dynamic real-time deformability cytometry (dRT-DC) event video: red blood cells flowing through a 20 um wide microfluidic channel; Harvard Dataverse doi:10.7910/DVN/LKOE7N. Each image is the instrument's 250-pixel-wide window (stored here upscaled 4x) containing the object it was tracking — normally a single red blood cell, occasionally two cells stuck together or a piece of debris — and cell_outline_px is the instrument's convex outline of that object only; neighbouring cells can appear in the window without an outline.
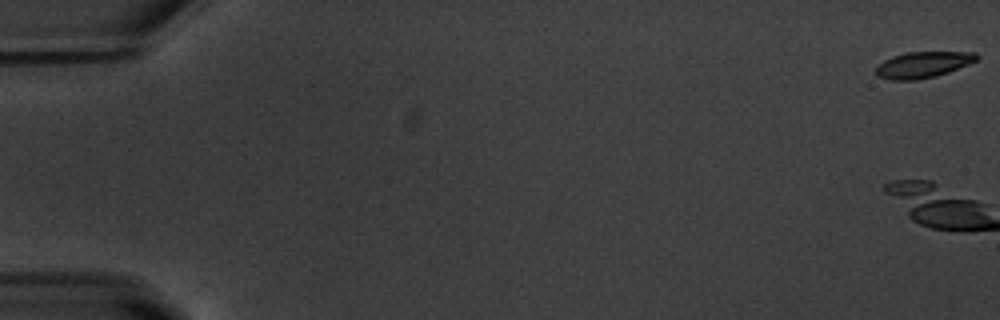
{"species": "common noctule bat (a hibernating species)", "species_latin": "Nyctalus noctula", "temperature_condition": "warm", "stored_images_in_passage": 4, "camera_frame_rate_fps": 3000, "um_per_image_px": 0.085, "animal": {"sex": "male", "body_mass_g": 20.1, "forearm_length_mm": 53.5}, "frame": {"image": 1, "passage_image": 1, "time_ms": 0.0, "image_size_px": [1000, 320], "cell_outline_px": [[980, 56], [976, 60], [968, 64], [948, 72], [936, 76], [916, 80], [888, 80], [876, 76], [876, 68], [884, 60], [892, 56], [908, 52], [976, 52]], "centroid_in_image_um": [78.44, 5.5], "position_along_channel_um": 6.6, "area_um2": 15.32}}